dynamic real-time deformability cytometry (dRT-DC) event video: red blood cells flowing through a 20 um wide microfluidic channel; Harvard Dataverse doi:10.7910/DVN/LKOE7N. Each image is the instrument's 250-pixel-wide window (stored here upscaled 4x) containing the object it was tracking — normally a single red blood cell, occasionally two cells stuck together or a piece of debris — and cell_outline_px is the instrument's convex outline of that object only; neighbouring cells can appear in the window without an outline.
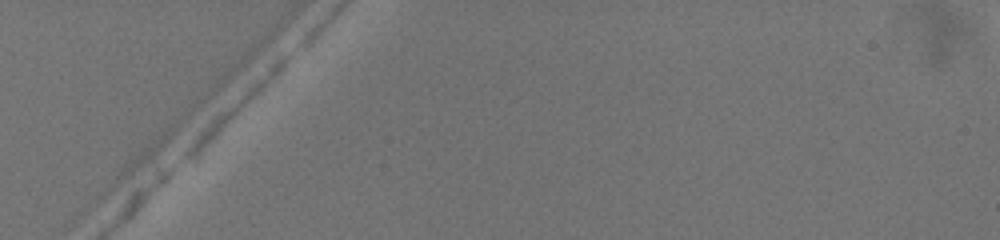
{"species": "common noctule bat (a hibernating species)", "species_latin": "Nyctalus noctula", "temperature_condition": "warm", "stored_images_in_passage": 2, "camera_frame_rate_fps": 3000, "um_per_image_px": 0.085, "animal": {"sex": "female", "body_mass_g": 19.5, "forearm_length_mm": 54.1}, "frame": {"image": 1, "passage_image": 1, "time_ms": 0.0, "image_size_px": [1000, 240], "cell_outline_px": [[292, 56], [232, 116], [188, 156], [180, 160], [180, 156], [200, 128], [280, 56], [288, 52], [292, 52]], "centroid_in_image_um": [19.9, 8.96], "position_along_channel_um": 65.1, "area_um2": 11.33}}